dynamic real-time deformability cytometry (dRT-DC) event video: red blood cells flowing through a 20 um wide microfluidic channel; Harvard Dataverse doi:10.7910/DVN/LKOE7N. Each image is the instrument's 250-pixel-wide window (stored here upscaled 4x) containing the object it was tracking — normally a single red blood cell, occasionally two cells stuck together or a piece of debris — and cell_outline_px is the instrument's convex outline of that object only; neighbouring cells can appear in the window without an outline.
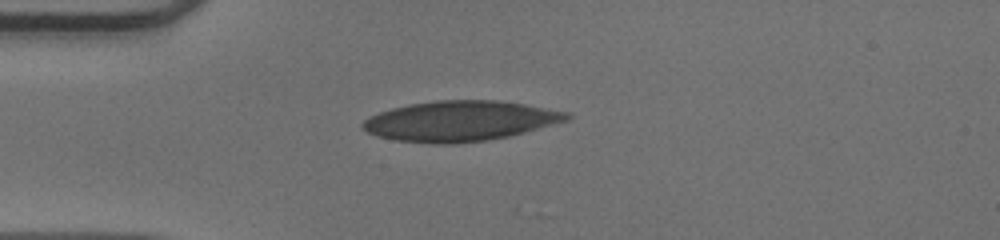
{"species": "human", "species_latin": "Homo sapiens", "temperature_condition": "warm", "stored_images_in_passage": 38, "camera_frame_rate_fps": 3000, "um_per_image_px": 0.085, "donor": {"sex": "male"}, "frame": {"image": 1, "passage_image": 1, "time_ms": 0.0, "image_size_px": [1000, 240], "cell_outline_px": [[572, 116], [568, 120], [524, 132], [508, 136], [488, 140], [452, 144], [432, 144], [396, 140], [376, 136], [360, 128], [360, 124], [368, 116], [392, 108], [412, 104], [436, 100], [496, 100], [524, 104], [572, 112]], "centroid_in_image_um": [39.1, 10.29], "position_along_channel_um": 45.9, "area_um2": 47.97}}
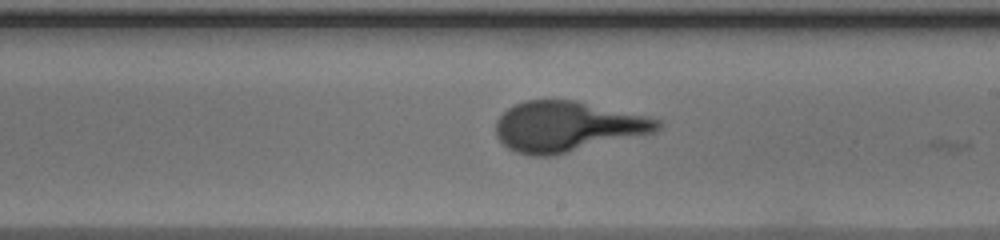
{"frame": {"image": 2, "passage_image": 17, "time_ms": 5.333, "image_size_px": [1000, 240], "cell_outline_px": [[664, 124], [656, 132], [552, 156], [532, 156], [516, 152], [508, 148], [496, 136], [496, 120], [512, 104], [524, 100], [576, 100], [648, 116], [660, 120]], "centroid_in_image_um": [48.23, 10.75], "position_along_channel_um": 240.8, "area_um2": 47.63}}
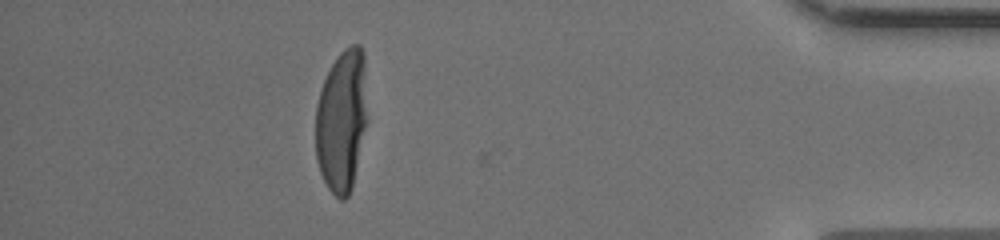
{"frame": {"image": 3, "passage_image": 33, "time_ms": 10.667, "image_size_px": [1000, 240], "cell_outline_px": [[368, 120], [352, 188], [348, 196], [344, 200], [340, 200], [328, 188], [320, 172], [316, 160], [316, 104], [324, 80], [332, 64], [340, 52], [344, 48], [352, 44], [360, 44], [364, 52]], "centroid_in_image_um": [29.07, 10.24], "position_along_channel_um": 406.1, "area_um2": 43.52}}